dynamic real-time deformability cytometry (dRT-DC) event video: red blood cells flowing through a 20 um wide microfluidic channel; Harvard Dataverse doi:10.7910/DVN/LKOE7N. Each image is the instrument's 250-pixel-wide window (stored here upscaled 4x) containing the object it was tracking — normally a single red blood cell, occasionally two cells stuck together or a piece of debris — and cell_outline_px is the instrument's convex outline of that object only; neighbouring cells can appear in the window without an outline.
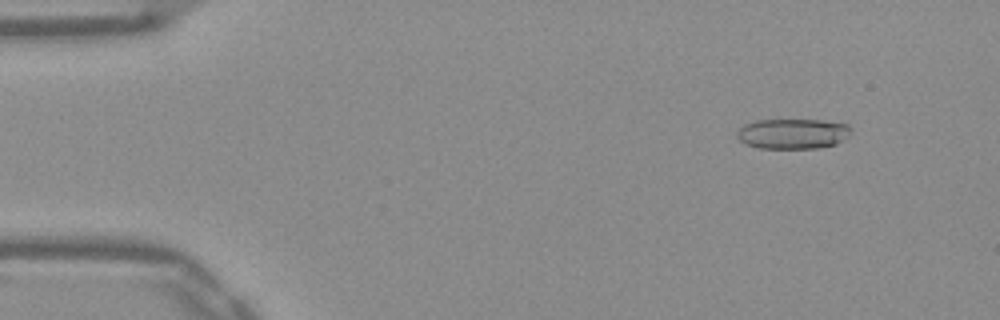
{"species": "Egyptian fruit bat (a non-hibernating species)", "species_latin": "Rousettus aegyptiacus", "temperature_condition": "warm", "stored_images_in_passage": 51, "camera_frame_rate_fps": 3000, "um_per_image_px": 0.085, "frame": {"image": 1, "passage_image": 4, "time_ms": 1.0, "image_size_px": [1000, 320], "cell_outline_px": [[852, 132], [848, 136], [836, 144], [820, 148], [760, 148], [744, 144], [736, 136], [736, 132], [744, 124], [756, 120], [820, 120], [848, 124], [852, 128]], "centroid_in_image_um": [67.39, 11.36], "position_along_channel_um": 17.6, "area_um2": 20.23}}
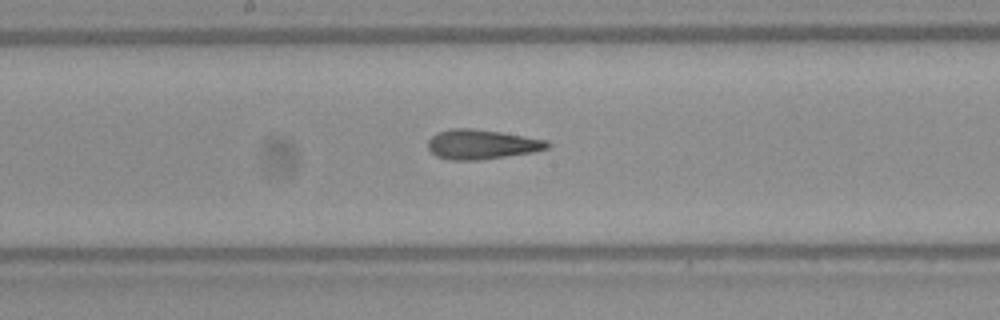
{"frame": {"image": 2, "passage_image": 26, "time_ms": 8.333, "image_size_px": [1000, 320], "cell_outline_px": [[552, 144], [548, 148], [532, 152], [480, 160], [448, 160], [436, 156], [428, 148], [428, 140], [432, 136], [440, 132], [452, 128], [472, 128], [500, 132], [548, 140]], "centroid_in_image_um": [40.95, 12.27], "position_along_channel_um": 207.3, "area_um2": 20.58}}
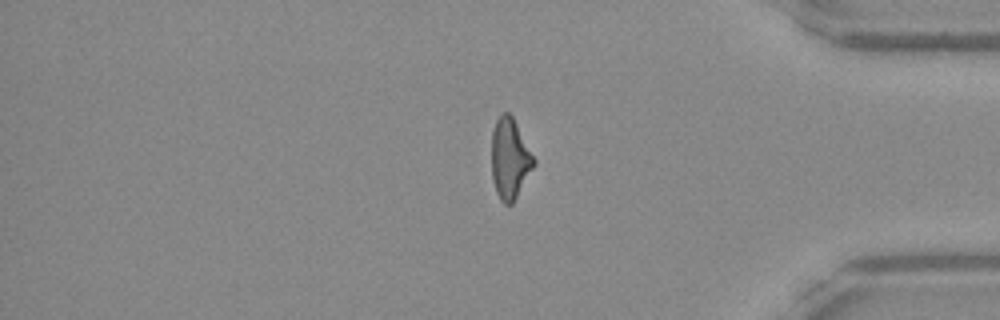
{"frame": {"image": 3, "passage_image": 42, "time_ms": 13.667, "image_size_px": [1000, 320], "cell_outline_px": [[536, 164], [512, 204], [504, 204], [500, 200], [496, 192], [492, 180], [492, 132], [496, 120], [504, 112], [508, 112], [512, 116], [536, 160]], "centroid_in_image_um": [43.34, 13.51], "position_along_channel_um": 391.9, "area_um2": 19.77}, "authors_computed_cell_mechanics": {"area_um2": 20.23, "velocity_mm_per_s": 3.9161, "shape_relaxation_time_tau1_ms": null, "shape_relaxation_time_tau2_ms": 1.7456, "deformation_change_tau1": null, "deformation_change_tau2": 0.1245}}